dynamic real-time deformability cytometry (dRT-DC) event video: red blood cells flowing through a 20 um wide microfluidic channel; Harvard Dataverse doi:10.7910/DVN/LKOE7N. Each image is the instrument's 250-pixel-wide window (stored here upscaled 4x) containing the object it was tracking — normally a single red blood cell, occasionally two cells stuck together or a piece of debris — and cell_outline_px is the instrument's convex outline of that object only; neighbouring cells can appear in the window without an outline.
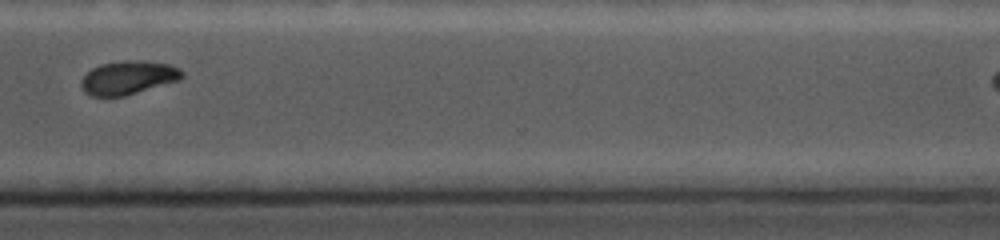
{"species": "common noctule bat (a hibernating species)", "species_latin": "Nyctalus noctula", "temperature_condition": "cold", "stored_images_in_passage": 20, "camera_frame_rate_fps": 5000, "um_per_image_px": 0.085, "animal": {"sex": "female", "body_mass_g": 19.0, "forearm_length_mm": 56.7}, "frame": {"image": 1, "passage_image": 17, "time_ms": 9.8, "image_size_px": [1000, 240], "cell_outline_px": [[184, 76], [180, 80], [124, 96], [92, 96], [84, 92], [80, 84], [80, 80], [92, 68], [100, 64], [128, 60], [144, 60], [172, 64], [180, 68], [184, 72]], "centroid_in_image_um": [10.93, 6.59], "position_along_channel_um": 359.7, "area_um2": 19.94}}
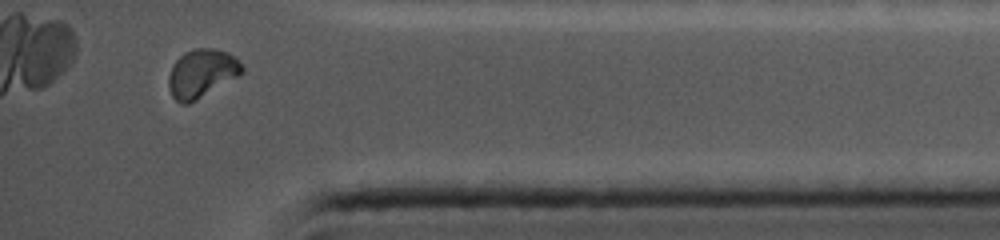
{"frame": {"image": 2, "passage_image": 20, "time_ms": 11.4, "image_size_px": [1000, 240], "cell_outline_px": [[244, 72], [240, 76], [196, 100], [188, 104], [180, 104], [172, 96], [168, 88], [168, 76], [172, 64], [184, 52], [196, 48], [212, 48], [228, 52], [236, 56], [244, 68]], "centroid_in_image_um": [17.15, 6.23], "position_along_channel_um": 418.0, "area_um2": 21.04}}